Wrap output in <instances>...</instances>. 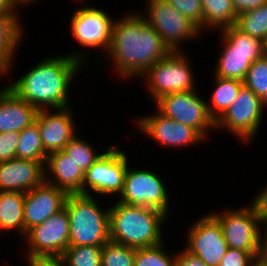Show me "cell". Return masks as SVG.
Returning a JSON list of instances; mask_svg holds the SVG:
<instances>
[{
    "instance_id": "60d3db41",
    "label": "cell",
    "mask_w": 267,
    "mask_h": 266,
    "mask_svg": "<svg viewBox=\"0 0 267 266\" xmlns=\"http://www.w3.org/2000/svg\"><path fill=\"white\" fill-rule=\"evenodd\" d=\"M264 223L265 226V231H264V235L261 234V238H260V253L263 256H267V221L262 222ZM264 236V237H263Z\"/></svg>"
},
{
    "instance_id": "ba28073f",
    "label": "cell",
    "mask_w": 267,
    "mask_h": 266,
    "mask_svg": "<svg viewBox=\"0 0 267 266\" xmlns=\"http://www.w3.org/2000/svg\"><path fill=\"white\" fill-rule=\"evenodd\" d=\"M265 106L256 94L243 85L232 105L215 122V127H225V130L247 142L260 127Z\"/></svg>"
},
{
    "instance_id": "d6a6232c",
    "label": "cell",
    "mask_w": 267,
    "mask_h": 266,
    "mask_svg": "<svg viewBox=\"0 0 267 266\" xmlns=\"http://www.w3.org/2000/svg\"><path fill=\"white\" fill-rule=\"evenodd\" d=\"M175 10L194 22L202 31L204 15L201 0H166Z\"/></svg>"
},
{
    "instance_id": "4fadbf2b",
    "label": "cell",
    "mask_w": 267,
    "mask_h": 266,
    "mask_svg": "<svg viewBox=\"0 0 267 266\" xmlns=\"http://www.w3.org/2000/svg\"><path fill=\"white\" fill-rule=\"evenodd\" d=\"M168 194L158 174L149 170L127 168L123 191L118 201L129 205L155 208L168 215Z\"/></svg>"
},
{
    "instance_id": "484cf974",
    "label": "cell",
    "mask_w": 267,
    "mask_h": 266,
    "mask_svg": "<svg viewBox=\"0 0 267 266\" xmlns=\"http://www.w3.org/2000/svg\"><path fill=\"white\" fill-rule=\"evenodd\" d=\"M19 137L16 158L46 162L48 154L42 145L40 131L36 121L19 132Z\"/></svg>"
},
{
    "instance_id": "83f0119b",
    "label": "cell",
    "mask_w": 267,
    "mask_h": 266,
    "mask_svg": "<svg viewBox=\"0 0 267 266\" xmlns=\"http://www.w3.org/2000/svg\"><path fill=\"white\" fill-rule=\"evenodd\" d=\"M103 246H69L61 255L66 266H101Z\"/></svg>"
},
{
    "instance_id": "d4e9b609",
    "label": "cell",
    "mask_w": 267,
    "mask_h": 266,
    "mask_svg": "<svg viewBox=\"0 0 267 266\" xmlns=\"http://www.w3.org/2000/svg\"><path fill=\"white\" fill-rule=\"evenodd\" d=\"M201 2L205 29L210 26L223 30L235 25L237 14L232 0H201Z\"/></svg>"
},
{
    "instance_id": "277c9868",
    "label": "cell",
    "mask_w": 267,
    "mask_h": 266,
    "mask_svg": "<svg viewBox=\"0 0 267 266\" xmlns=\"http://www.w3.org/2000/svg\"><path fill=\"white\" fill-rule=\"evenodd\" d=\"M69 246H103L110 241L109 209L102 210L92 195L68 194Z\"/></svg>"
},
{
    "instance_id": "7402d4cb",
    "label": "cell",
    "mask_w": 267,
    "mask_h": 266,
    "mask_svg": "<svg viewBox=\"0 0 267 266\" xmlns=\"http://www.w3.org/2000/svg\"><path fill=\"white\" fill-rule=\"evenodd\" d=\"M22 32L17 15L0 14V65L5 73L13 65L11 62L23 36Z\"/></svg>"
},
{
    "instance_id": "b9f144b4",
    "label": "cell",
    "mask_w": 267,
    "mask_h": 266,
    "mask_svg": "<svg viewBox=\"0 0 267 266\" xmlns=\"http://www.w3.org/2000/svg\"><path fill=\"white\" fill-rule=\"evenodd\" d=\"M253 266H267V256L258 254L253 261Z\"/></svg>"
},
{
    "instance_id": "f35d334b",
    "label": "cell",
    "mask_w": 267,
    "mask_h": 266,
    "mask_svg": "<svg viewBox=\"0 0 267 266\" xmlns=\"http://www.w3.org/2000/svg\"><path fill=\"white\" fill-rule=\"evenodd\" d=\"M29 266H65L60 257H28Z\"/></svg>"
},
{
    "instance_id": "52a82bcc",
    "label": "cell",
    "mask_w": 267,
    "mask_h": 266,
    "mask_svg": "<svg viewBox=\"0 0 267 266\" xmlns=\"http://www.w3.org/2000/svg\"><path fill=\"white\" fill-rule=\"evenodd\" d=\"M148 24L160 35L171 51H179V43L195 38L200 28L166 0H147Z\"/></svg>"
},
{
    "instance_id": "30bf717a",
    "label": "cell",
    "mask_w": 267,
    "mask_h": 266,
    "mask_svg": "<svg viewBox=\"0 0 267 266\" xmlns=\"http://www.w3.org/2000/svg\"><path fill=\"white\" fill-rule=\"evenodd\" d=\"M220 223L227 246L251 253L256 257L260 253L262 222L255 215L253 208L226 210L222 214L211 213ZM260 223V224H259Z\"/></svg>"
},
{
    "instance_id": "cb8c5ba5",
    "label": "cell",
    "mask_w": 267,
    "mask_h": 266,
    "mask_svg": "<svg viewBox=\"0 0 267 266\" xmlns=\"http://www.w3.org/2000/svg\"><path fill=\"white\" fill-rule=\"evenodd\" d=\"M215 89L210 97L207 109L210 117L216 122L232 105L243 86V81L215 76Z\"/></svg>"
},
{
    "instance_id": "8992f818",
    "label": "cell",
    "mask_w": 267,
    "mask_h": 266,
    "mask_svg": "<svg viewBox=\"0 0 267 266\" xmlns=\"http://www.w3.org/2000/svg\"><path fill=\"white\" fill-rule=\"evenodd\" d=\"M182 51H172L165 58L154 63L143 75L147 89L155 102L169 93L195 90L194 74L190 61Z\"/></svg>"
},
{
    "instance_id": "ffe728a7",
    "label": "cell",
    "mask_w": 267,
    "mask_h": 266,
    "mask_svg": "<svg viewBox=\"0 0 267 266\" xmlns=\"http://www.w3.org/2000/svg\"><path fill=\"white\" fill-rule=\"evenodd\" d=\"M47 163V164H46ZM53 174L54 181L49 179L44 169V181L64 190L67 194H82L85 173L63 150L47 155L44 167ZM53 181V182H52Z\"/></svg>"
},
{
    "instance_id": "f6af8a7d",
    "label": "cell",
    "mask_w": 267,
    "mask_h": 266,
    "mask_svg": "<svg viewBox=\"0 0 267 266\" xmlns=\"http://www.w3.org/2000/svg\"><path fill=\"white\" fill-rule=\"evenodd\" d=\"M3 73H5V69L0 65V74L4 75Z\"/></svg>"
},
{
    "instance_id": "ac0fdd59",
    "label": "cell",
    "mask_w": 267,
    "mask_h": 266,
    "mask_svg": "<svg viewBox=\"0 0 267 266\" xmlns=\"http://www.w3.org/2000/svg\"><path fill=\"white\" fill-rule=\"evenodd\" d=\"M66 108L38 110L35 121L38 123L41 142L47 154L61 151L76 135L71 111Z\"/></svg>"
},
{
    "instance_id": "ab89813d",
    "label": "cell",
    "mask_w": 267,
    "mask_h": 266,
    "mask_svg": "<svg viewBox=\"0 0 267 266\" xmlns=\"http://www.w3.org/2000/svg\"><path fill=\"white\" fill-rule=\"evenodd\" d=\"M18 8L12 3L11 0H0V14L2 15H17L15 10Z\"/></svg>"
},
{
    "instance_id": "4dcf8cb0",
    "label": "cell",
    "mask_w": 267,
    "mask_h": 266,
    "mask_svg": "<svg viewBox=\"0 0 267 266\" xmlns=\"http://www.w3.org/2000/svg\"><path fill=\"white\" fill-rule=\"evenodd\" d=\"M136 248L109 241L103 245L101 266H134Z\"/></svg>"
},
{
    "instance_id": "8d00e7d4",
    "label": "cell",
    "mask_w": 267,
    "mask_h": 266,
    "mask_svg": "<svg viewBox=\"0 0 267 266\" xmlns=\"http://www.w3.org/2000/svg\"><path fill=\"white\" fill-rule=\"evenodd\" d=\"M176 266H208L200 257L189 253L187 250L176 255Z\"/></svg>"
},
{
    "instance_id": "44dd1931",
    "label": "cell",
    "mask_w": 267,
    "mask_h": 266,
    "mask_svg": "<svg viewBox=\"0 0 267 266\" xmlns=\"http://www.w3.org/2000/svg\"><path fill=\"white\" fill-rule=\"evenodd\" d=\"M38 110L10 88L0 90V133L21 132L35 122Z\"/></svg>"
},
{
    "instance_id": "ee69618b",
    "label": "cell",
    "mask_w": 267,
    "mask_h": 266,
    "mask_svg": "<svg viewBox=\"0 0 267 266\" xmlns=\"http://www.w3.org/2000/svg\"><path fill=\"white\" fill-rule=\"evenodd\" d=\"M263 47H264V56L267 57V36L263 40Z\"/></svg>"
},
{
    "instance_id": "74e56055",
    "label": "cell",
    "mask_w": 267,
    "mask_h": 266,
    "mask_svg": "<svg viewBox=\"0 0 267 266\" xmlns=\"http://www.w3.org/2000/svg\"><path fill=\"white\" fill-rule=\"evenodd\" d=\"M267 3V0H232L233 8L237 15L255 10Z\"/></svg>"
},
{
    "instance_id": "603a6c76",
    "label": "cell",
    "mask_w": 267,
    "mask_h": 266,
    "mask_svg": "<svg viewBox=\"0 0 267 266\" xmlns=\"http://www.w3.org/2000/svg\"><path fill=\"white\" fill-rule=\"evenodd\" d=\"M23 192H0V230L17 229L24 234Z\"/></svg>"
},
{
    "instance_id": "f1b7e54d",
    "label": "cell",
    "mask_w": 267,
    "mask_h": 266,
    "mask_svg": "<svg viewBox=\"0 0 267 266\" xmlns=\"http://www.w3.org/2000/svg\"><path fill=\"white\" fill-rule=\"evenodd\" d=\"M243 85L267 105V57L262 56L250 66Z\"/></svg>"
},
{
    "instance_id": "e0dca14e",
    "label": "cell",
    "mask_w": 267,
    "mask_h": 266,
    "mask_svg": "<svg viewBox=\"0 0 267 266\" xmlns=\"http://www.w3.org/2000/svg\"><path fill=\"white\" fill-rule=\"evenodd\" d=\"M67 193L45 181L25 193L24 234L64 208Z\"/></svg>"
},
{
    "instance_id": "f546056e",
    "label": "cell",
    "mask_w": 267,
    "mask_h": 266,
    "mask_svg": "<svg viewBox=\"0 0 267 266\" xmlns=\"http://www.w3.org/2000/svg\"><path fill=\"white\" fill-rule=\"evenodd\" d=\"M63 151L70 156L84 173L103 155V153L97 154L92 145L81 138H77V136L70 140Z\"/></svg>"
},
{
    "instance_id": "8fae6325",
    "label": "cell",
    "mask_w": 267,
    "mask_h": 266,
    "mask_svg": "<svg viewBox=\"0 0 267 266\" xmlns=\"http://www.w3.org/2000/svg\"><path fill=\"white\" fill-rule=\"evenodd\" d=\"M121 147L110 146L107 152L85 172L83 195H89V188L93 193L111 195L121 194L124 187V177L128 168L127 156ZM86 186V187H85Z\"/></svg>"
},
{
    "instance_id": "5b68a950",
    "label": "cell",
    "mask_w": 267,
    "mask_h": 266,
    "mask_svg": "<svg viewBox=\"0 0 267 266\" xmlns=\"http://www.w3.org/2000/svg\"><path fill=\"white\" fill-rule=\"evenodd\" d=\"M222 31L225 47L215 67V76L244 81L252 63L264 56L263 41L235 25Z\"/></svg>"
},
{
    "instance_id": "e575fe53",
    "label": "cell",
    "mask_w": 267,
    "mask_h": 266,
    "mask_svg": "<svg viewBox=\"0 0 267 266\" xmlns=\"http://www.w3.org/2000/svg\"><path fill=\"white\" fill-rule=\"evenodd\" d=\"M254 259L249 252L228 247L219 266H253Z\"/></svg>"
},
{
    "instance_id": "d590c367",
    "label": "cell",
    "mask_w": 267,
    "mask_h": 266,
    "mask_svg": "<svg viewBox=\"0 0 267 266\" xmlns=\"http://www.w3.org/2000/svg\"><path fill=\"white\" fill-rule=\"evenodd\" d=\"M250 206L261 222L267 221V186L255 197Z\"/></svg>"
},
{
    "instance_id": "836d02e7",
    "label": "cell",
    "mask_w": 267,
    "mask_h": 266,
    "mask_svg": "<svg viewBox=\"0 0 267 266\" xmlns=\"http://www.w3.org/2000/svg\"><path fill=\"white\" fill-rule=\"evenodd\" d=\"M19 133L2 132L0 133V162L8 161L16 157Z\"/></svg>"
},
{
    "instance_id": "4316f807",
    "label": "cell",
    "mask_w": 267,
    "mask_h": 266,
    "mask_svg": "<svg viewBox=\"0 0 267 266\" xmlns=\"http://www.w3.org/2000/svg\"><path fill=\"white\" fill-rule=\"evenodd\" d=\"M235 26L248 35L263 41L267 36V3L255 10L237 15Z\"/></svg>"
},
{
    "instance_id": "7a4b0ae2",
    "label": "cell",
    "mask_w": 267,
    "mask_h": 266,
    "mask_svg": "<svg viewBox=\"0 0 267 266\" xmlns=\"http://www.w3.org/2000/svg\"><path fill=\"white\" fill-rule=\"evenodd\" d=\"M85 54L70 53L42 59L21 78L7 87L37 110L68 107V91L74 75L85 61ZM49 106V107H48Z\"/></svg>"
},
{
    "instance_id": "7c38bea8",
    "label": "cell",
    "mask_w": 267,
    "mask_h": 266,
    "mask_svg": "<svg viewBox=\"0 0 267 266\" xmlns=\"http://www.w3.org/2000/svg\"><path fill=\"white\" fill-rule=\"evenodd\" d=\"M70 222L65 208L50 216L42 224L29 229L28 257H61L69 247Z\"/></svg>"
},
{
    "instance_id": "9a60e30c",
    "label": "cell",
    "mask_w": 267,
    "mask_h": 266,
    "mask_svg": "<svg viewBox=\"0 0 267 266\" xmlns=\"http://www.w3.org/2000/svg\"><path fill=\"white\" fill-rule=\"evenodd\" d=\"M189 229L185 250L200 257L208 266H219L228 246L218 220L207 214Z\"/></svg>"
},
{
    "instance_id": "d6986e66",
    "label": "cell",
    "mask_w": 267,
    "mask_h": 266,
    "mask_svg": "<svg viewBox=\"0 0 267 266\" xmlns=\"http://www.w3.org/2000/svg\"><path fill=\"white\" fill-rule=\"evenodd\" d=\"M45 162L13 158L0 162V192L26 193L44 181Z\"/></svg>"
},
{
    "instance_id": "3957f363",
    "label": "cell",
    "mask_w": 267,
    "mask_h": 266,
    "mask_svg": "<svg viewBox=\"0 0 267 266\" xmlns=\"http://www.w3.org/2000/svg\"><path fill=\"white\" fill-rule=\"evenodd\" d=\"M168 215L158 209L117 201L109 209L110 241L133 248L163 243L161 224Z\"/></svg>"
},
{
    "instance_id": "5bb4252c",
    "label": "cell",
    "mask_w": 267,
    "mask_h": 266,
    "mask_svg": "<svg viewBox=\"0 0 267 266\" xmlns=\"http://www.w3.org/2000/svg\"><path fill=\"white\" fill-rule=\"evenodd\" d=\"M72 36L84 48H103L109 51L114 20L96 7L78 8L71 16Z\"/></svg>"
},
{
    "instance_id": "2e32d148",
    "label": "cell",
    "mask_w": 267,
    "mask_h": 266,
    "mask_svg": "<svg viewBox=\"0 0 267 266\" xmlns=\"http://www.w3.org/2000/svg\"><path fill=\"white\" fill-rule=\"evenodd\" d=\"M140 130L163 146L184 147L195 145L205 138L194 128L165 117L159 111L155 115L138 119Z\"/></svg>"
},
{
    "instance_id": "1f68e13d",
    "label": "cell",
    "mask_w": 267,
    "mask_h": 266,
    "mask_svg": "<svg viewBox=\"0 0 267 266\" xmlns=\"http://www.w3.org/2000/svg\"><path fill=\"white\" fill-rule=\"evenodd\" d=\"M163 244L136 248L134 266H176V255L166 254Z\"/></svg>"
},
{
    "instance_id": "9c48e42d",
    "label": "cell",
    "mask_w": 267,
    "mask_h": 266,
    "mask_svg": "<svg viewBox=\"0 0 267 266\" xmlns=\"http://www.w3.org/2000/svg\"><path fill=\"white\" fill-rule=\"evenodd\" d=\"M155 104L165 117L196 129L205 139L207 130L215 127L210 117L207 102L193 91L169 93L158 99Z\"/></svg>"
},
{
    "instance_id": "6da1fadb",
    "label": "cell",
    "mask_w": 267,
    "mask_h": 266,
    "mask_svg": "<svg viewBox=\"0 0 267 266\" xmlns=\"http://www.w3.org/2000/svg\"><path fill=\"white\" fill-rule=\"evenodd\" d=\"M143 17L128 13L113 24L108 53L122 77H141L154 63L172 52Z\"/></svg>"
},
{
    "instance_id": "7bdbcfd3",
    "label": "cell",
    "mask_w": 267,
    "mask_h": 266,
    "mask_svg": "<svg viewBox=\"0 0 267 266\" xmlns=\"http://www.w3.org/2000/svg\"><path fill=\"white\" fill-rule=\"evenodd\" d=\"M12 3L19 8V6L22 4H31L32 2H34L35 0H11Z\"/></svg>"
}]
</instances>
